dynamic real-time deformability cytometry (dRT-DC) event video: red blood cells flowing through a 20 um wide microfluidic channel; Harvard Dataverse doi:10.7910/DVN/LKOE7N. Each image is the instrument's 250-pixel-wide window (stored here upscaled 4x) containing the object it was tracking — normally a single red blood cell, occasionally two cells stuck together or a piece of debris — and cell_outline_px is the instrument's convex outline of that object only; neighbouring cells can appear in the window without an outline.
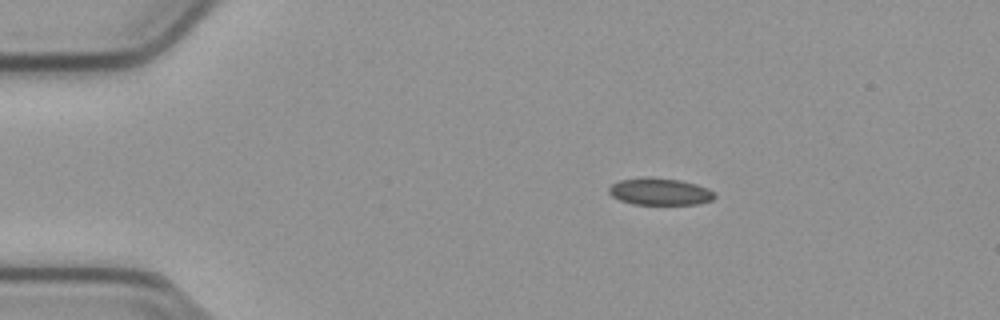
{"species": "common noctule bat (a hibernating species)", "species_latin": "Nyctalus noctula", "temperature_condition": "cold", "stored_images_in_passage": 45, "camera_frame_rate_fps": 3000, "um_per_image_px": 0.085, "animal": {"sex": "male", "body_mass_g": 23.1, "forearm_length_mm": 52.7}, "frame": {"image": 1, "passage_image": 1, "time_ms": 0.0, "image_size_px": [1000, 320], "cell_outline_px": [[716, 196], [712, 200], [696, 204], [632, 204], [620, 200], [612, 196], [608, 192], [608, 188], [612, 184], [620, 180], [644, 176], [680, 180], [696, 184], [708, 188], [716, 192]], "centroid_in_image_um": [56.09, 16.28], "position_along_channel_um": 28.9, "area_um2": 16.76}}
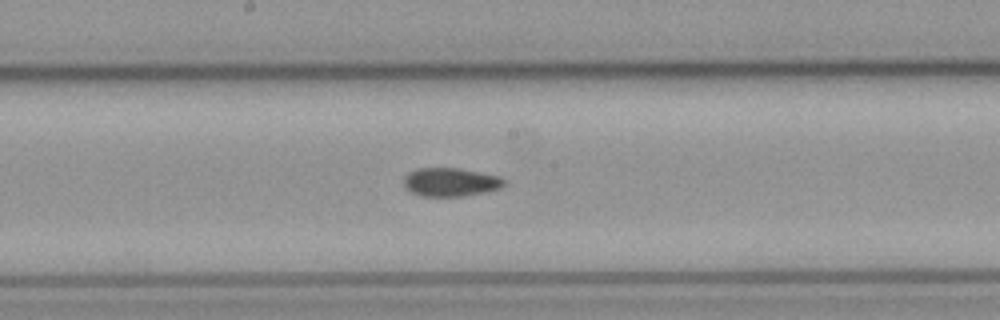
{"frame": {"image": 2, "passage_image": 20, "time_ms": 6.333, "image_size_px": [1000, 320], "cell_outline_px": [[504, 184], [500, 188], [484, 192], [464, 196], [420, 196], [412, 192], [404, 184], [404, 176], [408, 172], [416, 168], [460, 168], [500, 176], [504, 180]], "centroid_in_image_um": [38.28, 15.47], "position_along_channel_um": 209.9, "area_um2": 16.65}}
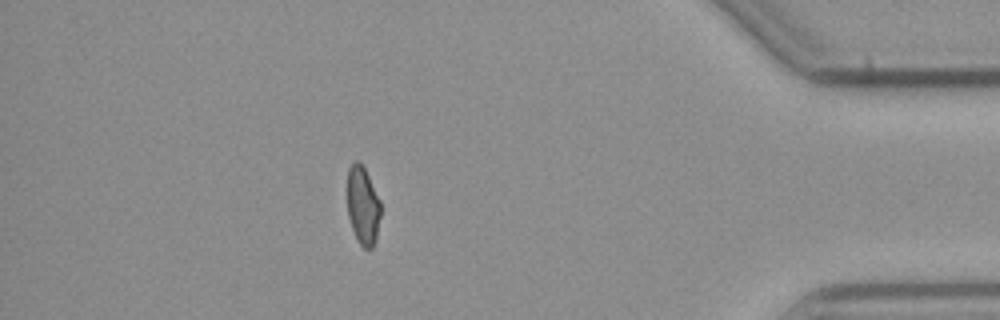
{"frame": {"image": 3, "passage_image": 39, "time_ms": 12.667, "image_size_px": [1000, 320], "cell_outline_px": [[380, 216], [376, 236], [372, 248], [364, 248], [356, 240], [348, 216], [348, 168], [356, 160], [364, 168], [380, 200]], "centroid_in_image_um": [30.84, 17.5], "position_along_channel_um": 404.4, "area_um2": 14.91}, "authors_computed_cell_mechanics": {"area_um2": 16.6464, "velocity_mm_per_s": 3.8087, "shape_relaxation_time_tau1_ms": null, "shape_relaxation_time_tau2_ms": 4.1795, "deformation_change_tau1": null, "deformation_change_tau2": 0.0697}}